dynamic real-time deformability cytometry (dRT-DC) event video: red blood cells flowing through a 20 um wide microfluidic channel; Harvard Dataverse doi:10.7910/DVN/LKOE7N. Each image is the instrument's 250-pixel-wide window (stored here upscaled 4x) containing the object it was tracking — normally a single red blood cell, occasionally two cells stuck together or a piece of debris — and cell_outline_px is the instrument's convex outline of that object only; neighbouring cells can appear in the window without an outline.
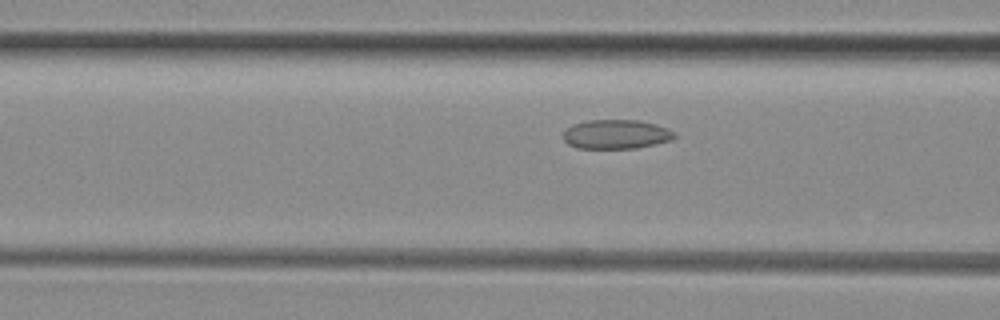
{"species": "common noctule bat (a hibernating species)", "species_latin": "Nyctalus noctula", "temperature_condition": "room temperature", "stored_images_in_passage": 38, "camera_frame_rate_fps": 3000, "um_per_image_px": 0.085, "animal": {"sex": "female", "body_mass_g": 29.2, "forearm_length_mm": 56.3}, "frame": {"image": 1, "passage_image": 7, "time_ms": 2.0, "image_size_px": [1000, 320], "cell_outline_px": [[676, 136], [672, 140], [656, 144], [636, 148], [576, 148], [568, 144], [564, 140], [564, 132], [572, 124], [588, 120], [636, 120], [656, 124], [668, 128], [676, 132]], "centroid_in_image_um": [52.4, 11.41], "position_along_channel_um": 114.2, "area_um2": 19.02}}
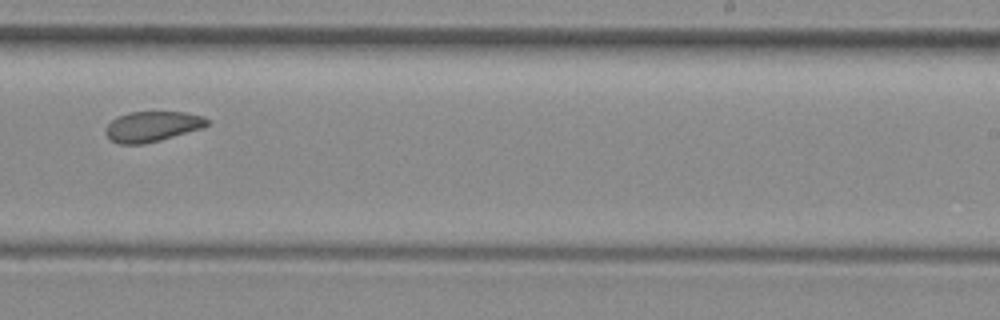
{"frame": {"image": 2, "passage_image": 19, "time_ms": 6.0, "image_size_px": [1000, 320], "cell_outline_px": [[212, 120], [208, 124], [200, 128], [160, 140], [144, 144], [120, 144], [112, 140], [104, 132], [108, 124], [112, 120], [128, 112], [184, 112], [200, 116]], "centroid_in_image_um": [12.93, 10.75], "position_along_channel_um": 276.1, "area_um2": 17.63}}
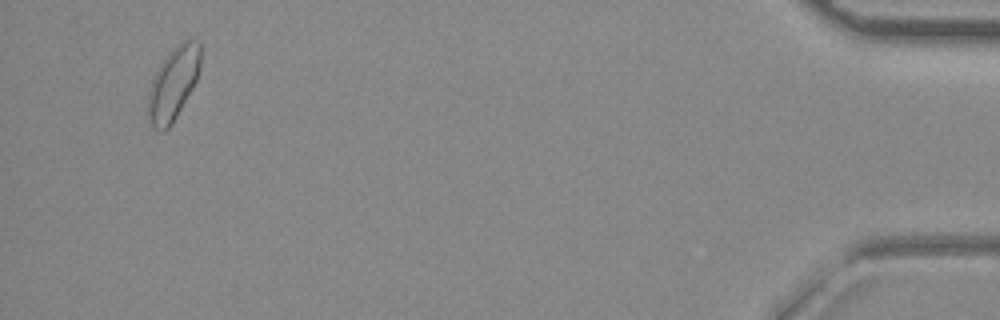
{"frame": {"image": 3, "passage_image": 36, "time_ms": 11.667, "image_size_px": [1000, 320], "cell_outline_px": [[200, 68], [196, 80], [172, 124], [164, 132], [160, 132], [152, 128], [148, 116], [148, 92], [152, 80], [160, 64], [180, 40], [188, 40], [200, 44]], "centroid_in_image_um": [14.7, 7.14], "position_along_channel_um": 420.5, "area_um2": 21.96}, "authors_computed_cell_mechanics": {"area_um2": 18.9006, "velocity_mm_per_s": 4.0526, "shape_relaxation_time_tau1_ms": null, "shape_relaxation_time_tau2_ms": 1.4441, "deformation_change_tau1": null, "deformation_change_tau2": 0.0566}}